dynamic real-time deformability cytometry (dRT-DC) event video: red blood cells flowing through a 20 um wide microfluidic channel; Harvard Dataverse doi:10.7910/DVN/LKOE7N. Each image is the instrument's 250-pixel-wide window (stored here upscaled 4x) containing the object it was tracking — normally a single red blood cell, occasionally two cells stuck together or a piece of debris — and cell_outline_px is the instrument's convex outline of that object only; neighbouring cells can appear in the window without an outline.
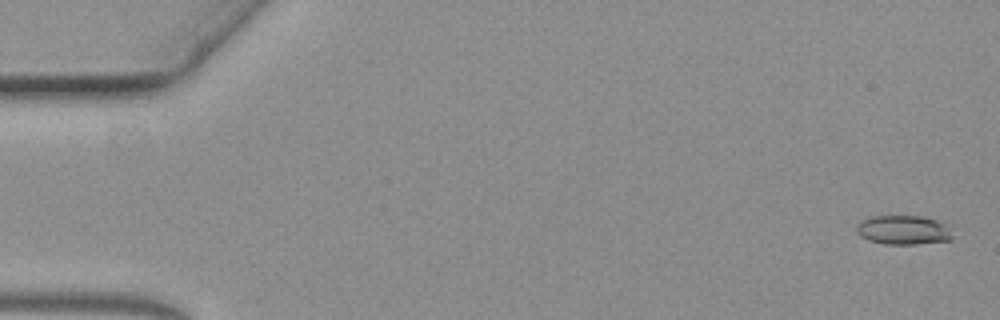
{"species": "common noctule bat (a hibernating species)", "species_latin": "Nyctalus noctula", "temperature_condition": "warm", "stored_images_in_passage": 61, "camera_frame_rate_fps": 3000, "um_per_image_px": 0.085, "animal": {"sex": "female", "body_mass_g": 19.3, "forearm_length_mm": 54.1}, "frame": {"image": 1, "passage_image": 2, "time_ms": 0.333, "image_size_px": [1000, 320], "cell_outline_px": [[952, 240], [916, 244], [884, 244], [868, 240], [860, 236], [856, 232], [856, 224], [860, 220], [868, 216], [920, 216], [936, 220], [948, 224], [952, 236]], "centroid_in_image_um": [76.76, 19.54], "position_along_channel_um": 8.2, "area_um2": 16.59}}
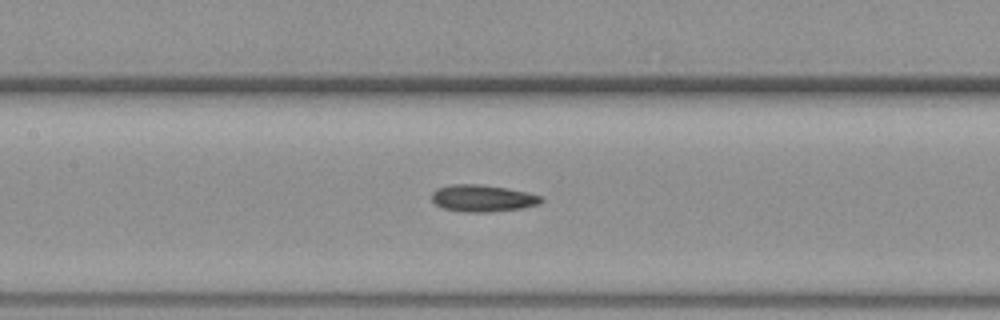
{"frame": {"image": 2, "passage_image": 29, "time_ms": 9.333, "image_size_px": [1000, 320], "cell_outline_px": [[544, 200], [540, 204], [520, 208], [488, 212], [464, 212], [444, 208], [436, 204], [432, 200], [432, 192], [436, 188], [452, 184], [476, 184], [504, 188], [528, 192], [540, 196]], "centroid_in_image_um": [41.01, 16.85], "position_along_channel_um": 166.4, "area_um2": 16.99}}
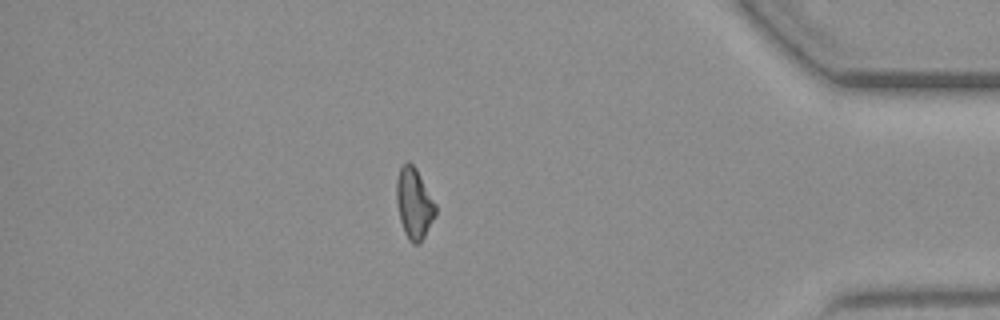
{"frame": {"image": 3, "passage_image": 53, "time_ms": 17.333, "image_size_px": [1000, 320], "cell_outline_px": [[436, 216], [420, 244], [412, 244], [408, 240], [404, 232], [400, 220], [396, 200], [396, 180], [400, 168], [408, 160], [416, 168], [436, 204]], "centroid_in_image_um": [35.2, 17.32], "position_along_channel_um": 400.0, "area_um2": 16.24}}